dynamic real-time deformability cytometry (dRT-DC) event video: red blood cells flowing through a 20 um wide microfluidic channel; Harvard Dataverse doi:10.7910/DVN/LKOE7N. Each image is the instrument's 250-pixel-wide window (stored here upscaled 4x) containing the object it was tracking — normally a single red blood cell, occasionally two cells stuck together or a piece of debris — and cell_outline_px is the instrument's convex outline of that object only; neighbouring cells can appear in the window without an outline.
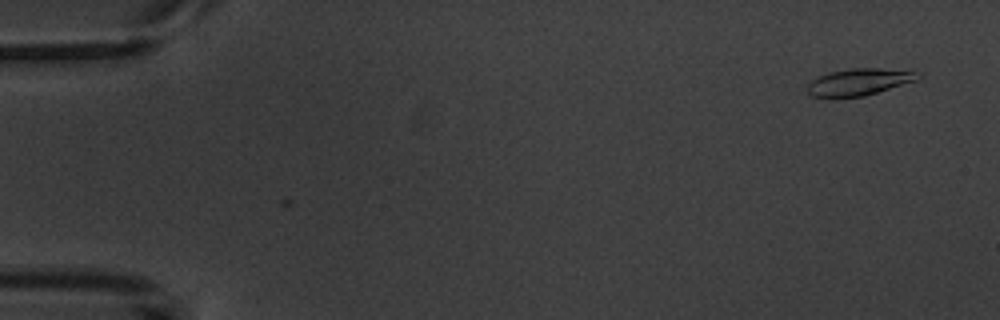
{"species": "common noctule bat (a hibernating species)", "species_latin": "Nyctalus noctula", "temperature_condition": "warm", "stored_images_in_passage": 3, "camera_frame_rate_fps": 3000, "um_per_image_px": 0.085, "animal": {"sex": "male", "body_mass_g": 20.1, "forearm_length_mm": 53.5}, "frame": {"image": 1, "passage_image": 3, "time_ms": 3.333, "image_size_px": [1000, 320], "cell_outline_px": [[924, 72], [916, 80], [864, 96], [812, 96], [808, 92], [808, 84], [812, 80], [828, 72], [852, 68], [880, 68]], "centroid_in_image_um": [73.07, 6.93], "position_along_channel_um": 11.9, "area_um2": 16.94}}